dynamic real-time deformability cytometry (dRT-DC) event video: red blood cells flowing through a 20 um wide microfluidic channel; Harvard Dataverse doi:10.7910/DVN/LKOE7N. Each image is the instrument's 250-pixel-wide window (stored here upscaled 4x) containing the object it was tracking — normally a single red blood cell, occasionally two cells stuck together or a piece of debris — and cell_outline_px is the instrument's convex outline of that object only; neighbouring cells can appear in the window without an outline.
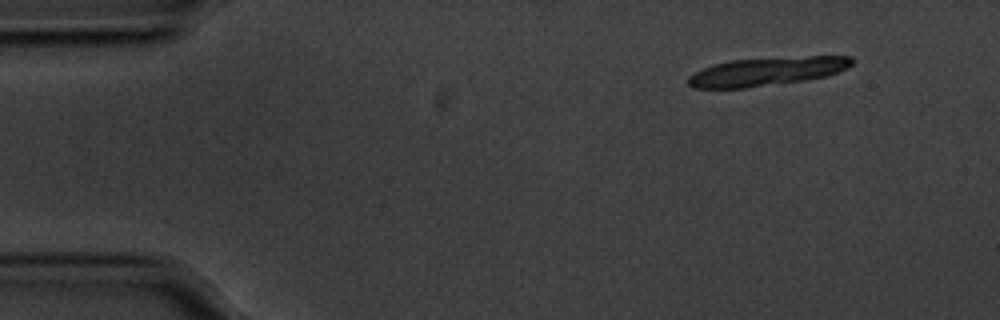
{"species": "common noctule bat (a hibernating species)", "species_latin": "Nyctalus noctula", "temperature_condition": "cold", "stored_images_in_passage": 14, "camera_frame_rate_fps": 3000, "um_per_image_px": 0.085, "animal": {"sex": "male", "body_mass_g": 20.1, "forearm_length_mm": 53.5}, "frame": {"image": 1, "passage_image": 1, "time_ms": 0.0, "image_size_px": [1000, 320], "cell_outline_px": [[852, 64], [848, 68], [828, 76], [804, 80], [744, 88], [692, 88], [688, 84], [688, 76], [712, 64], [732, 60], [808, 56], [852, 56]], "centroid_in_image_um": [65.2, 6.07], "position_along_channel_um": 19.8, "area_um2": 27.05}}